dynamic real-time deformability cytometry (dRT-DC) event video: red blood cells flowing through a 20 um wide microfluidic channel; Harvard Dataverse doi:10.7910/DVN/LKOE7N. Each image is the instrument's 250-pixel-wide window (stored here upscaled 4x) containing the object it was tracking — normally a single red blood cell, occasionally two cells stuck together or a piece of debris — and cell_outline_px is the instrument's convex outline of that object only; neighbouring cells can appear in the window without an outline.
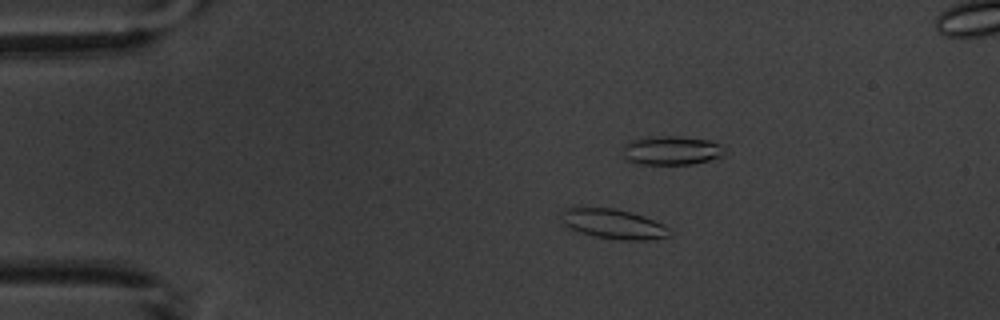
{"species": "common noctule bat (a hibernating species)", "species_latin": "Nyctalus noctula", "temperature_condition": "warm", "stored_images_in_passage": 9, "camera_frame_rate_fps": 3000, "um_per_image_px": 0.085, "animal": {"sex": "male", "body_mass_g": 20.1, "forearm_length_mm": 53.5}, "frame": {"image": 1, "passage_image": 4, "time_ms": 3.667, "image_size_px": [1000, 320], "cell_outline_px": [[672, 236], [648, 240], [620, 240], [596, 236], [580, 232], [564, 224], [560, 220], [564, 208], [612, 208], [644, 216], [668, 228], [672, 232]], "centroid_in_image_um": [52.16, 19.05], "position_along_channel_um": 32.8, "area_um2": 18.44}}
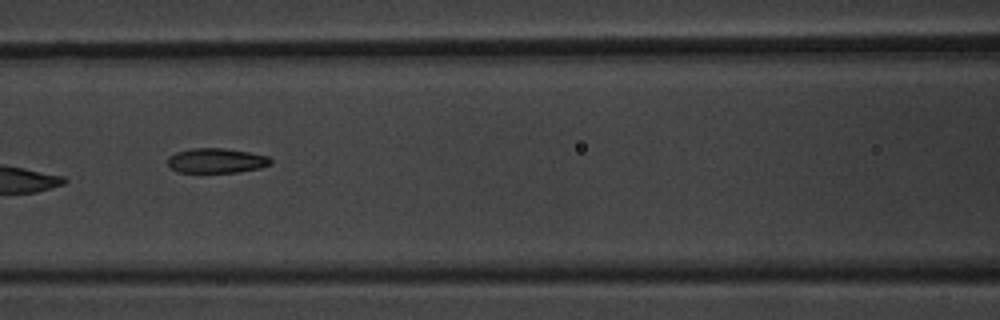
{"frame": {"image": 2, "passage_image": 8, "time_ms": 8.667, "image_size_px": [1000, 320], "cell_outline_px": [[272, 164], [260, 168], [236, 172], [176, 172], [168, 164], [168, 156], [176, 152], [192, 148], [224, 148], [252, 152], [268, 156], [272, 160]], "centroid_in_image_um": [18.41, 13.64], "position_along_channel_um": 148.2, "area_um2": 14.97}}
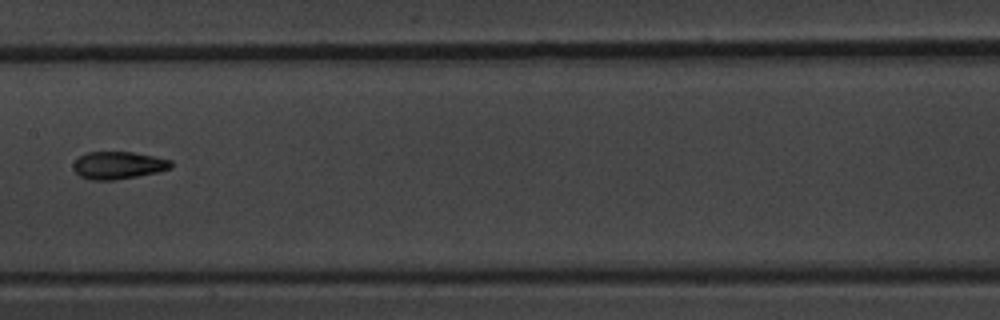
{"frame": {"image": 3, "passage_image": 9, "time_ms": 10.0, "image_size_px": [1000, 320], "cell_outline_px": [[172, 168], [156, 172], [136, 176], [112, 180], [92, 180], [80, 176], [72, 168], [72, 164], [80, 156], [88, 152], [132, 152], [172, 160]], "centroid_in_image_um": [10.03, 14.05], "position_along_channel_um": 197.4, "area_um2": 15.49}}